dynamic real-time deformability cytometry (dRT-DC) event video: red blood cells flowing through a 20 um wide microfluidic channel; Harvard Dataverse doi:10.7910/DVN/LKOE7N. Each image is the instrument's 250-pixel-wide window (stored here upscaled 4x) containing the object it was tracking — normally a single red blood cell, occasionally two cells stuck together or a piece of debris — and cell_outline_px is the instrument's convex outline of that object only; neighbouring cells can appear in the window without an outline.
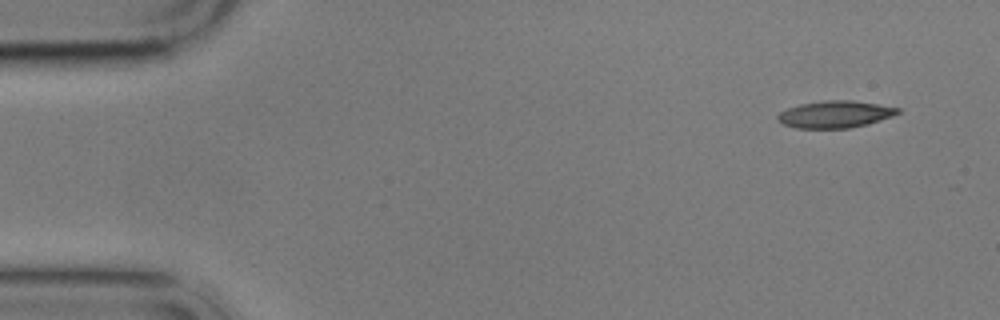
{"species": "common noctule bat (a hibernating species)", "species_latin": "Nyctalus noctula", "temperature_condition": "cold", "stored_images_in_passage": 4, "camera_frame_rate_fps": 3000, "um_per_image_px": 0.085, "animal": {"sex": "male", "body_mass_g": 17.9}, "frame": {"image": 1, "passage_image": 1, "time_ms": 0.0, "image_size_px": [1000, 320], "cell_outline_px": [[900, 112], [892, 116], [868, 124], [848, 128], [796, 128], [784, 124], [776, 120], [776, 116], [780, 112], [788, 108], [800, 104], [824, 100], [852, 100], [900, 108]], "centroid_in_image_um": [70.96, 9.71], "position_along_channel_um": 14.0, "area_um2": 18.84}}
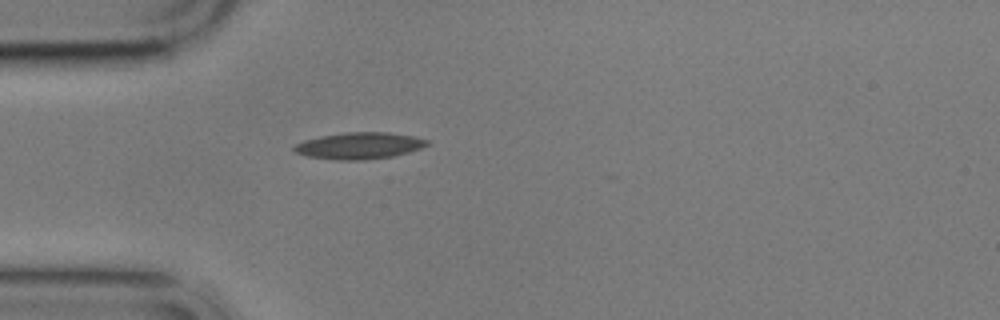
{"frame": {"image": 2, "passage_image": 4, "time_ms": 4.0, "image_size_px": [1000, 320], "cell_outline_px": [[428, 144], [420, 148], [408, 152], [392, 156], [364, 160], [336, 160], [308, 156], [296, 152], [292, 148], [296, 144], [304, 140], [320, 136], [344, 132], [388, 132], [416, 136], [428, 140]], "centroid_in_image_um": [30.54, 12.37], "position_along_channel_um": 54.5, "area_um2": 20.58}}